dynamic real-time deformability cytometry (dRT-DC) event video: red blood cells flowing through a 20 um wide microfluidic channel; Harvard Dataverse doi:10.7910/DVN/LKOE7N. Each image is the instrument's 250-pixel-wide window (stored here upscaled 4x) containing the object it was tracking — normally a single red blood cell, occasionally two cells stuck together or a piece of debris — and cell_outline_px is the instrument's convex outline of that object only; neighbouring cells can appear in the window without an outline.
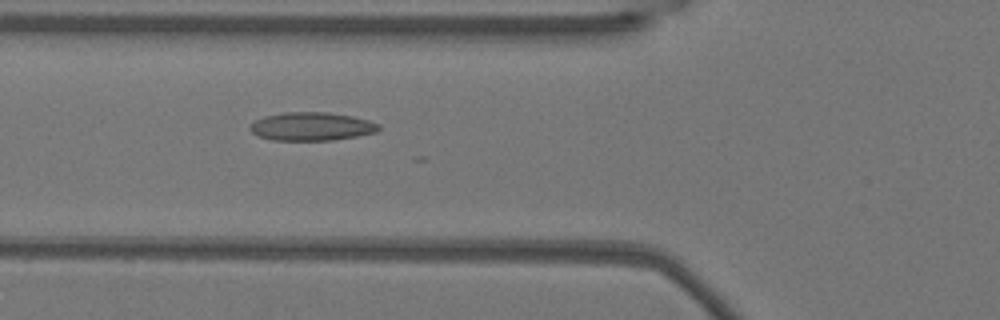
{"species": "Egyptian fruit bat (a non-hibernating species)", "species_latin": "Rousettus aegyptiacus", "temperature_condition": "warm", "stored_images_in_passage": 46, "camera_frame_rate_fps": 3000, "um_per_image_px": 0.085, "animal": {"sex": "female"}, "frame": {"image": 1, "passage_image": 12, "time_ms": 3.667, "image_size_px": [1000, 320], "cell_outline_px": [[380, 128], [376, 132], [356, 136], [332, 140], [272, 140], [260, 136], [252, 132], [248, 128], [256, 120], [264, 116], [284, 112], [328, 112], [352, 116], [368, 120], [380, 124]], "centroid_in_image_um": [26.49, 10.74], "position_along_channel_um": 99.3, "area_um2": 21.15}}
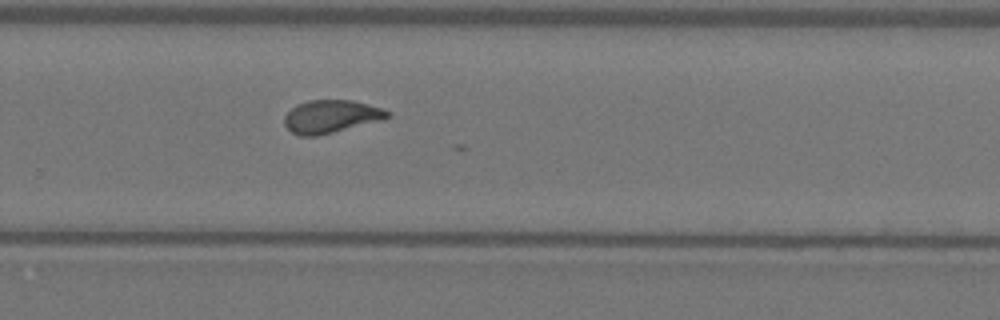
{"frame": {"image": 2, "passage_image": 28, "time_ms": 9.0, "image_size_px": [1000, 320], "cell_outline_px": [[392, 116], [384, 120], [316, 136], [300, 136], [292, 132], [284, 124], [284, 116], [296, 104], [308, 100], [352, 100], [384, 108], [392, 112]], "centroid_in_image_um": [28.19, 9.89], "position_along_channel_um": 301.6, "area_um2": 20.0}}
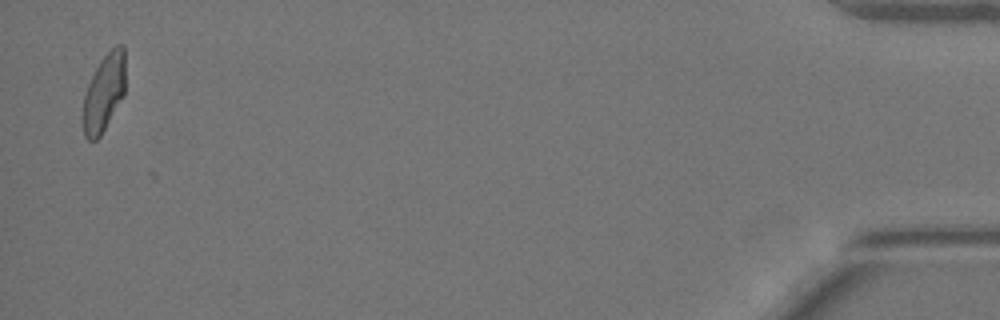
{"frame": {"image": 3, "passage_image": 45, "time_ms": 14.667, "image_size_px": [1000, 320], "cell_outline_px": [[124, 96], [100, 136], [96, 140], [88, 140], [84, 136], [84, 92], [100, 60], [116, 44], [124, 44]], "centroid_in_image_um": [8.85, 7.86], "position_along_channel_um": 426.3, "area_um2": 18.84}}